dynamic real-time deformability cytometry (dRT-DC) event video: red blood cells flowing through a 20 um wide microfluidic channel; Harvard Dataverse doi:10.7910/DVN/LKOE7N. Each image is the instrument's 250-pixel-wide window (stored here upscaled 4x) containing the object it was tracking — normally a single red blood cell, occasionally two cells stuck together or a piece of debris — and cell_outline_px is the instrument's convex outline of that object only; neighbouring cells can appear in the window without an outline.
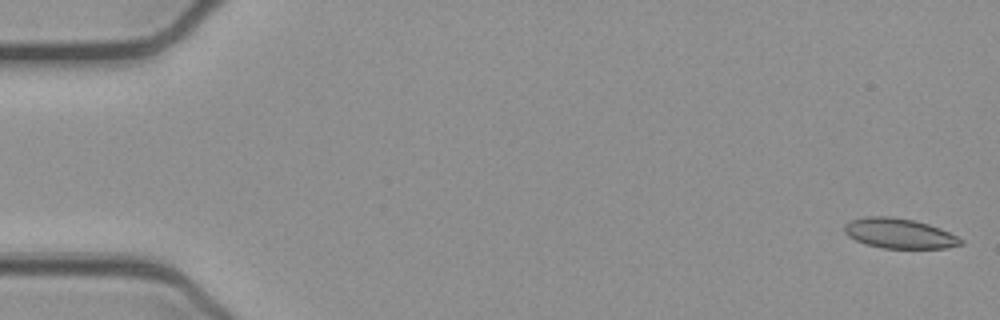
{"species": "common noctule bat (a hibernating species)", "species_latin": "Nyctalus noctula", "temperature_condition": "cold", "stored_images_in_passage": 52, "camera_frame_rate_fps": 3000, "um_per_image_px": 0.085, "animal": {"sex": "female", "body_mass_g": 21.9}, "frame": {"image": 1, "passage_image": 1, "time_ms": 0.0, "image_size_px": [1000, 320], "cell_outline_px": [[964, 244], [944, 248], [884, 248], [864, 244], [848, 236], [844, 232], [844, 224], [852, 220], [864, 216], [888, 216], [912, 220], [928, 224], [940, 228], [964, 240]], "centroid_in_image_um": [76.42, 19.84], "position_along_channel_um": 8.6, "area_um2": 20.29}}
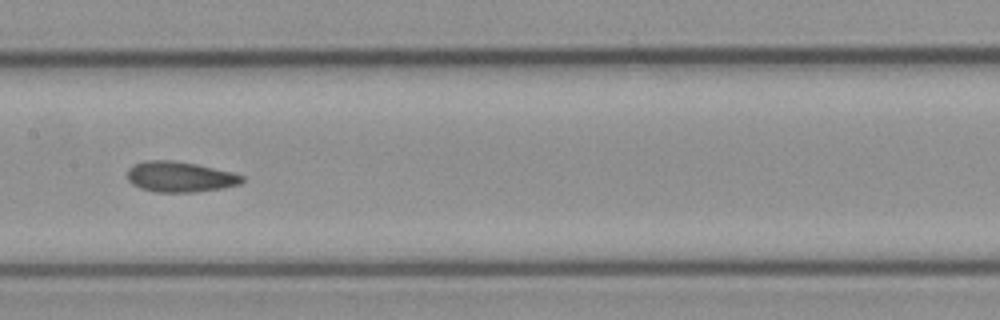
{"frame": {"image": 2, "passage_image": 26, "time_ms": 8.333, "image_size_px": [1000, 320], "cell_outline_px": [[244, 180], [240, 184], [224, 188], [196, 192], [156, 192], [140, 188], [132, 184], [128, 180], [128, 168], [132, 164], [144, 160], [172, 160], [196, 164], [232, 172], [244, 176]], "centroid_in_image_um": [15.28, 15.03], "position_along_channel_um": 192.1, "area_um2": 20.58}}
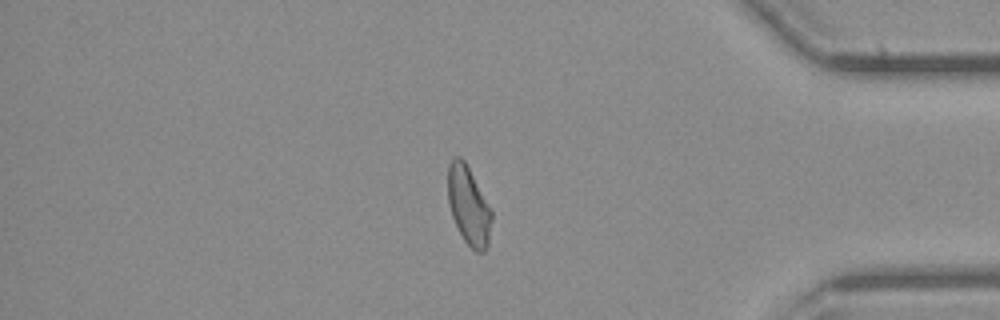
{"frame": {"image": 3, "passage_image": 44, "time_ms": 14.333, "image_size_px": [1000, 320], "cell_outline_px": [[492, 220], [488, 244], [484, 252], [476, 252], [464, 240], [452, 216], [448, 204], [448, 164], [452, 156], [460, 156], [464, 160], [492, 212]], "centroid_in_image_um": [39.81, 17.47], "position_along_channel_um": 395.4, "area_um2": 19.77}, "authors_computed_cell_mechanics": {"area_um2": 20.3745, "velocity_mm_per_s": 3.9056, "shape_relaxation_time_tau1_ms": null, "shape_relaxation_time_tau2_ms": 3.0388, "deformation_change_tau1": null, "deformation_change_tau2": 0.088}}